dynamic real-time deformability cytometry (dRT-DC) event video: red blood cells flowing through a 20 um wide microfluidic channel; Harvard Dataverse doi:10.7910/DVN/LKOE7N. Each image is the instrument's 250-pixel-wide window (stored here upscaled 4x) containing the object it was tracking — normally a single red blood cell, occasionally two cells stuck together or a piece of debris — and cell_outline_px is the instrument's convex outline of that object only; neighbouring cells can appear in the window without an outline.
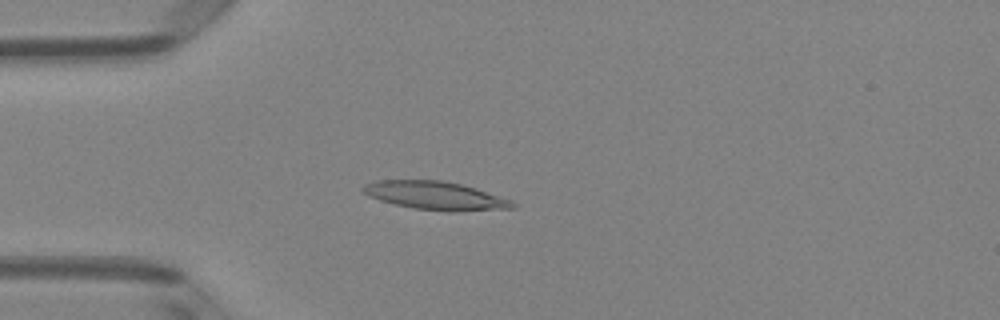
{"species": "Egyptian fruit bat (a non-hibernating species)", "species_latin": "Rousettus aegyptiacus", "temperature_condition": "room temperature", "stored_images_in_passage": 50, "camera_frame_rate_fps": 3000, "um_per_image_px": 0.085, "animal": {"sex": "female"}, "frame": {"image": 1, "passage_image": 13, "time_ms": 4.0, "image_size_px": [1000, 320], "cell_outline_px": [[516, 208], [452, 212], [416, 208], [396, 204], [380, 200], [368, 196], [360, 188], [364, 184], [376, 180], [444, 180], [476, 188], [512, 200], [516, 204]], "centroid_in_image_um": [37.03, 16.62], "position_along_channel_um": 48.0, "area_um2": 24.68}}
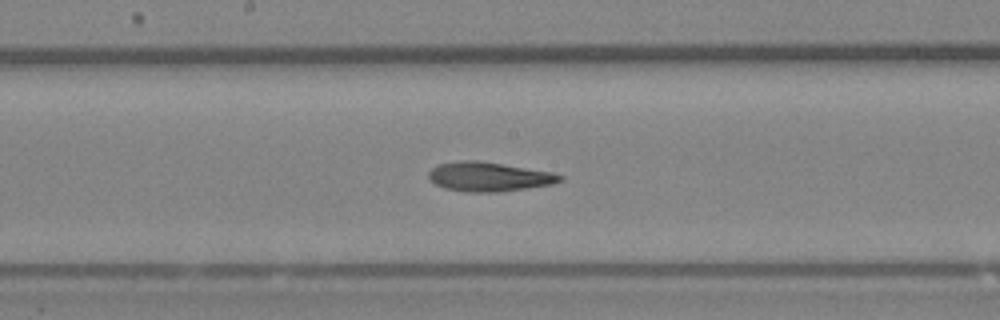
{"frame": {"image": 2, "passage_image": 26, "time_ms": 8.333, "image_size_px": [1000, 320], "cell_outline_px": [[564, 180], [552, 184], [528, 188], [500, 192], [464, 192], [444, 188], [436, 184], [428, 176], [428, 172], [436, 164], [460, 160], [476, 160], [552, 172], [564, 176]], "centroid_in_image_um": [41.55, 15.02], "position_along_channel_um": 206.7, "area_um2": 22.48}}
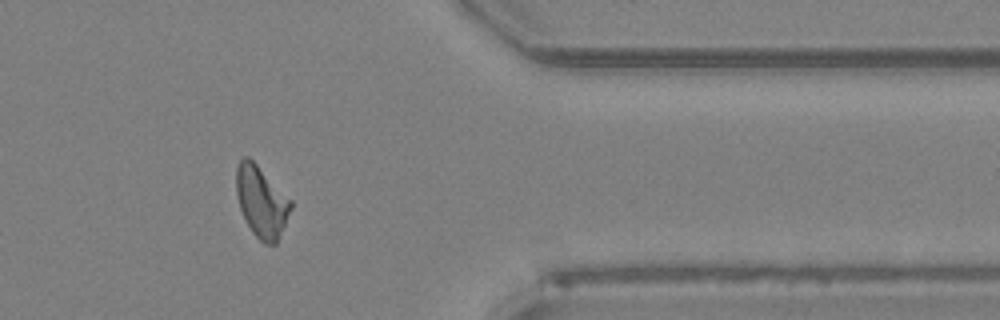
{"frame": {"image": 3, "passage_image": 41, "time_ms": 13.333, "image_size_px": [1000, 320], "cell_outline_px": [[292, 208], [276, 244], [264, 244], [252, 232], [240, 208], [236, 192], [236, 168], [240, 160], [244, 156], [248, 156], [292, 200]], "centroid_in_image_um": [22.23, 17.14], "position_along_channel_um": 389.2, "area_um2": 22.37}, "authors_computed_cell_mechanics": {"area_um2": 22.6287, "velocity_mm_per_s": 4.0036, "shape_relaxation_time_tau1_ms": null, "shape_relaxation_time_tau2_ms": 2.9635, "deformation_change_tau1": null, "deformation_change_tau2": 0.11}}